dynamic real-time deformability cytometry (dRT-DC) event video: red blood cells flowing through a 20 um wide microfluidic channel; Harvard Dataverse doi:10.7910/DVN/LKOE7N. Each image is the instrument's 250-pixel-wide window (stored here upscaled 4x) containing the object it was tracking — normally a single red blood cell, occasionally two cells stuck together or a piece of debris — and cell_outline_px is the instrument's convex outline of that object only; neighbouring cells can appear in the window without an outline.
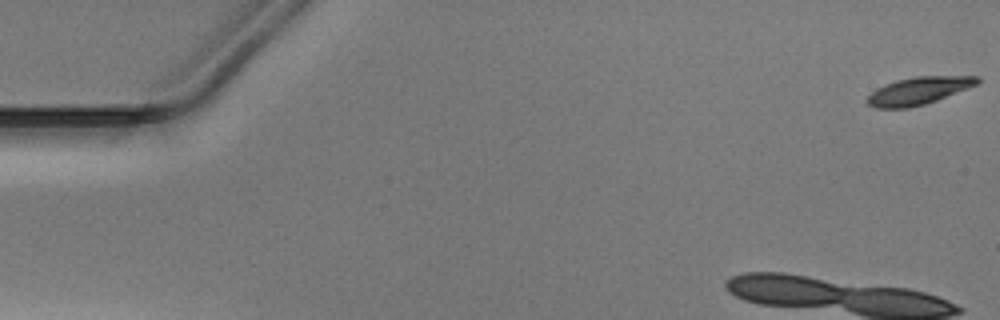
{"species": "Egyptian fruit bat (a non-hibernating species)", "species_latin": "Rousettus aegyptiacus", "temperature_condition": "warm", "stored_images_in_passage": 8, "camera_frame_rate_fps": 3000, "um_per_image_px": 0.085, "animal": {"sex": "male"}, "frame": {"image": 1, "passage_image": 1, "time_ms": 0.0, "image_size_px": [1000, 320], "cell_outline_px": [[980, 80], [976, 84], [968, 88], [936, 100], [924, 104], [908, 108], [876, 108], [868, 104], [864, 100], [876, 88], [884, 84], [896, 80], [916, 76], [980, 76]], "centroid_in_image_um": [78.04, 7.71], "position_along_channel_um": 7.0, "area_um2": 17.57}}